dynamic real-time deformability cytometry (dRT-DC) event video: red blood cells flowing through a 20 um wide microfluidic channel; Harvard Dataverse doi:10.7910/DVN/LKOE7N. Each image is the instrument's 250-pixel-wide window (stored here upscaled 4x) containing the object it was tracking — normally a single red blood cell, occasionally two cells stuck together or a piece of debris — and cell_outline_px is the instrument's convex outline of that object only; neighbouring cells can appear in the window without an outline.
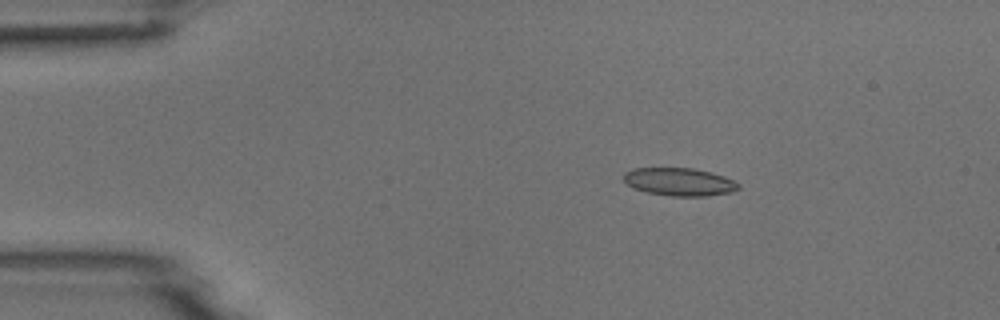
{"species": "common noctule bat (a hibernating species)", "species_latin": "Nyctalus noctula", "temperature_condition": "room temperature", "stored_images_in_passage": 4, "camera_frame_rate_fps": 3000, "um_per_image_px": 0.085, "animal": {"sex": "male", "body_mass_g": 18.8}, "frame": {"image": 1, "passage_image": 2, "time_ms": 1.333, "image_size_px": [1000, 320], "cell_outline_px": [[740, 188], [732, 192], [708, 196], [672, 196], [648, 192], [636, 188], [628, 184], [624, 180], [624, 172], [632, 168], [692, 168], [712, 172], [724, 176], [740, 184]], "centroid_in_image_um": [57.78, 15.45], "position_along_channel_um": 27.2, "area_um2": 18.61}}
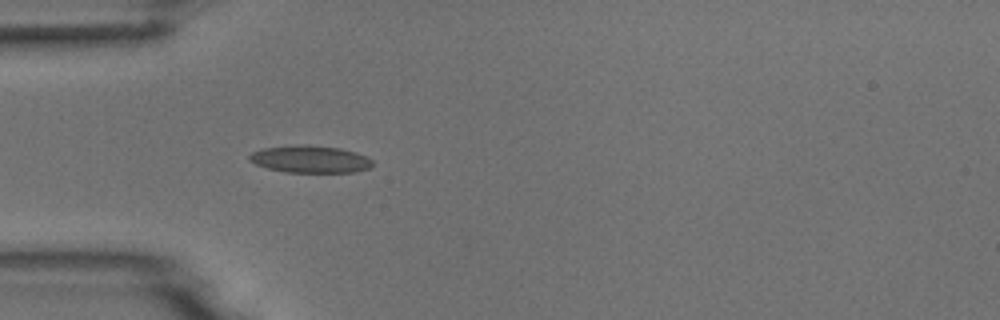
{"frame": {"image": 2, "passage_image": 4, "time_ms": 3.667, "image_size_px": [1000, 320], "cell_outline_px": [[372, 168], [352, 172], [284, 172], [268, 168], [256, 164], [248, 160], [248, 156], [252, 152], [264, 148], [296, 144], [308, 144], [340, 148], [356, 152], [368, 156], [372, 160]], "centroid_in_image_um": [26.38, 13.52], "position_along_channel_um": 58.6, "area_um2": 19.77}}